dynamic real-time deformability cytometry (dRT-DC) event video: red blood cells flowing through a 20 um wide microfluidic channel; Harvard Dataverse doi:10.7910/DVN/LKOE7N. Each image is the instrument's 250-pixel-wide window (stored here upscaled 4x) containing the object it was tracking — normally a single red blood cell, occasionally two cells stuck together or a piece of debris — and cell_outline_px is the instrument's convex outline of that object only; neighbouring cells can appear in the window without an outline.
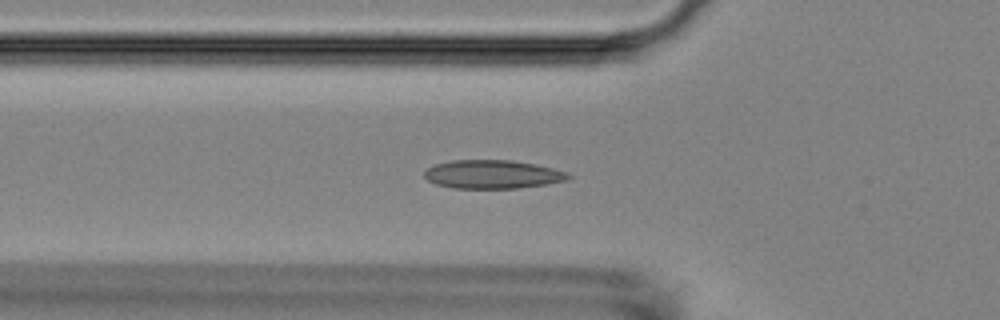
{"species": "Egyptian fruit bat (a non-hibernating species)", "species_latin": "Rousettus aegyptiacus", "temperature_condition": "room temperature", "stored_images_in_passage": 56, "segment_of_instrument_passage": [1, 2], "camera_frame_rate_fps": 3000, "um_per_image_px": 0.085, "animal": {"sex": "female"}, "frame": {"image": 1, "passage_image": 19, "time_ms": 6.0, "image_size_px": [1000, 320], "cell_outline_px": [[572, 176], [568, 180], [548, 184], [516, 188], [452, 188], [436, 184], [428, 180], [424, 176], [424, 172], [428, 168], [436, 164], [452, 160], [512, 160], [536, 164], [568, 172]], "centroid_in_image_um": [41.9, 14.82], "position_along_channel_um": 83.9, "area_um2": 23.99}}
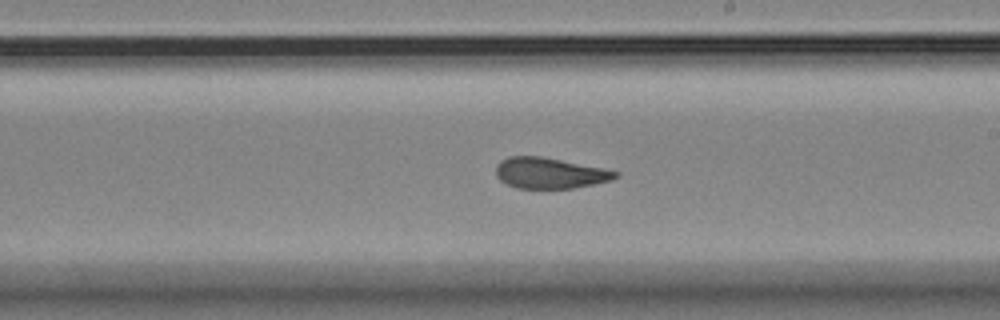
{"frame": {"image": 2, "passage_image": 32, "time_ms": 10.333, "image_size_px": [1000, 320], "cell_outline_px": [[620, 176], [612, 180], [572, 188], [516, 188], [500, 180], [496, 176], [496, 164], [500, 160], [508, 156], [540, 156], [604, 168], [620, 172]], "centroid_in_image_um": [46.72, 14.7], "position_along_channel_um": 242.3, "area_um2": 21.5}}
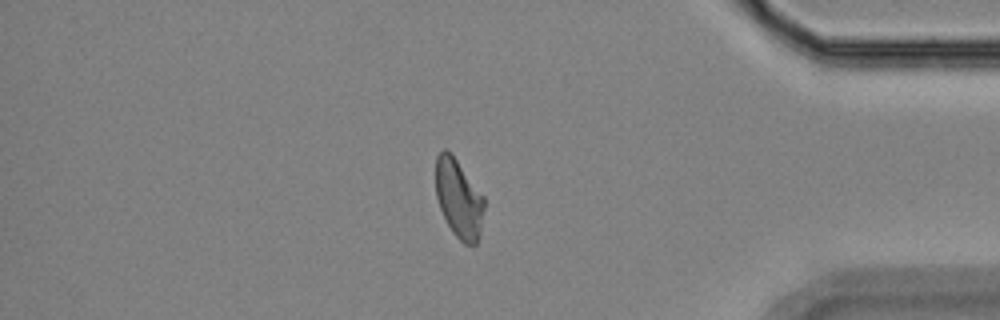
{"frame": {"image": 3, "passage_image": 47, "time_ms": 15.333, "image_size_px": [1000, 320], "cell_outline_px": [[484, 208], [480, 236], [476, 244], [464, 244], [452, 232], [440, 208], [436, 196], [436, 156], [444, 148], [456, 160], [484, 196]], "centroid_in_image_um": [39.0, 16.92], "position_along_channel_um": 396.2, "area_um2": 21.91}}